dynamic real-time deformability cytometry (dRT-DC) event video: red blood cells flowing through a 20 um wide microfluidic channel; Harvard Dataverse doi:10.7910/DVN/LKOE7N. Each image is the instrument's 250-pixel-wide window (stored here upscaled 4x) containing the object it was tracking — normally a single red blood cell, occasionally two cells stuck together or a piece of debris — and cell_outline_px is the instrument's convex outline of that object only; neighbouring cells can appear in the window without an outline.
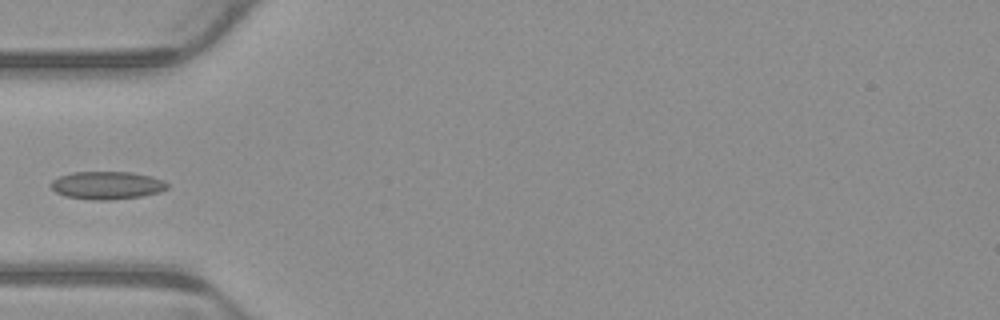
{"species": "common noctule bat (a hibernating species)", "species_latin": "Nyctalus noctula", "temperature_condition": "warm", "stored_images_in_passage": 5, "camera_frame_rate_fps": 3000, "um_per_image_px": 0.085, "animal": {"sex": "male", "body_mass_g": 23.1, "forearm_length_mm": 52.7}, "frame": {"image": 1, "passage_image": 5, "time_ms": 1.333, "image_size_px": [1000, 320], "cell_outline_px": [[168, 188], [160, 192], [140, 196], [108, 200], [92, 200], [64, 196], [56, 192], [48, 184], [52, 180], [60, 176], [72, 172], [132, 172], [152, 176], [164, 180], [168, 184]], "centroid_in_image_um": [9.09, 15.75], "position_along_channel_um": 75.9, "area_um2": 19.02}}